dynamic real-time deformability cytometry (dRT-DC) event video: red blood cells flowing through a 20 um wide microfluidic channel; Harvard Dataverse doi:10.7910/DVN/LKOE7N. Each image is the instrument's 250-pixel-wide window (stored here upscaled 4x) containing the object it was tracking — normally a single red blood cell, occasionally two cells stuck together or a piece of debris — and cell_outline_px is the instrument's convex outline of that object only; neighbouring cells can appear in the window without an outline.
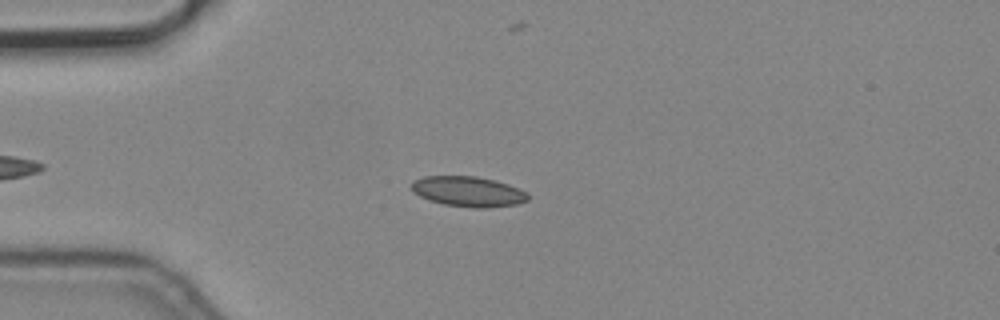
{"species": "common noctule bat (a hibernating species)", "species_latin": "Nyctalus noctula", "temperature_condition": "cold", "stored_images_in_passage": 11, "camera_frame_rate_fps": 3000, "um_per_image_px": 0.085, "animal": {"sex": "male", "body_mass_g": 19.2, "forearm_length_mm": 51.8}, "frame": {"image": 1, "passage_image": 4, "time_ms": 1.0, "image_size_px": [1000, 320], "cell_outline_px": [[528, 200], [516, 204], [488, 208], [472, 208], [444, 204], [428, 200], [412, 192], [412, 180], [424, 176], [476, 176], [496, 180], [508, 184], [528, 192]], "centroid_in_image_um": [39.79, 16.28], "position_along_channel_um": 45.2, "area_um2": 20.69}}
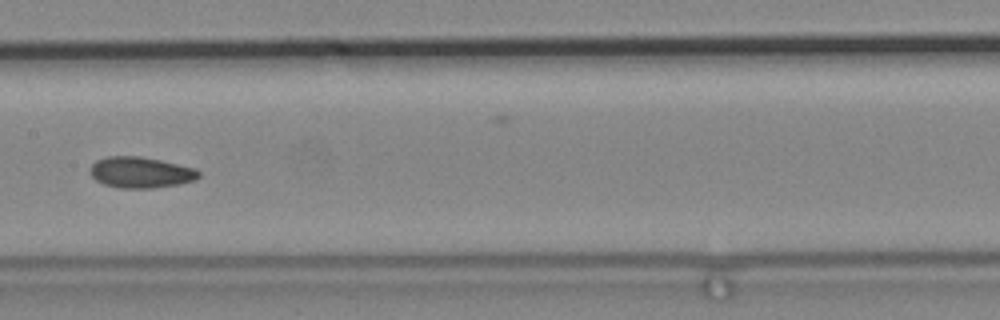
{"frame": {"image": 2, "passage_image": 8, "time_ms": 2.333, "image_size_px": [1000, 320], "cell_outline_px": [[200, 176], [196, 180], [180, 184], [152, 188], [120, 188], [104, 184], [96, 180], [88, 172], [88, 168], [96, 160], [108, 156], [140, 156], [160, 160], [196, 168], [200, 172]], "centroid_in_image_um": [11.95, 14.65], "position_along_channel_um": 195.4, "area_um2": 19.83}}
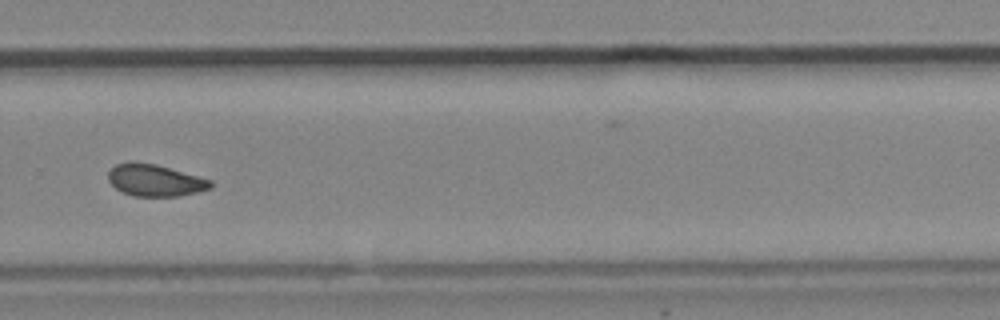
{"frame": {"image": 3, "passage_image": 11, "time_ms": 3.333, "image_size_px": [1000, 320], "cell_outline_px": [[212, 188], [196, 192], [176, 196], [136, 196], [124, 192], [116, 188], [108, 180], [108, 172], [116, 164], [128, 160], [132, 160], [156, 164], [212, 180]], "centroid_in_image_um": [13.15, 15.3], "position_along_channel_um": 316.6, "area_um2": 19.02}}